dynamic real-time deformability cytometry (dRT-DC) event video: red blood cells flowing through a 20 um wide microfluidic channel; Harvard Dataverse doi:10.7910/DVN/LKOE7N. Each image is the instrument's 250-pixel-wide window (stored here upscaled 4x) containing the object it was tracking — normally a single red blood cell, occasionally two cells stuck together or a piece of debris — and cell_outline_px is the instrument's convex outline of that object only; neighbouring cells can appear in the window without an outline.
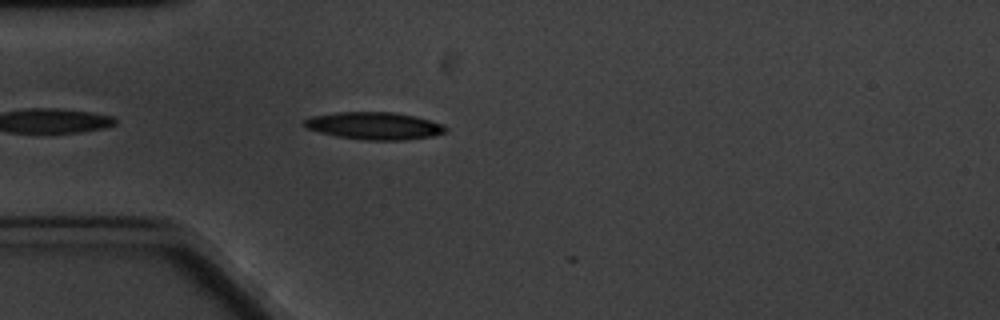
{"species": "common noctule bat (a hibernating species)", "species_latin": "Nyctalus noctula", "temperature_condition": "cold", "stored_images_in_passage": 2, "camera_frame_rate_fps": 3000, "um_per_image_px": 0.085, "animal": {"sex": "male", "body_mass_g": 20.1, "forearm_length_mm": 53.5}, "frame": {"image": 1, "passage_image": 1, "time_ms": 0.0, "image_size_px": [1000, 320], "cell_outline_px": [[448, 128], [444, 132], [432, 136], [404, 140], [368, 140], [336, 136], [320, 132], [308, 128], [304, 124], [304, 120], [312, 116], [336, 112], [396, 112], [416, 116], [444, 124]], "centroid_in_image_um": [31.85, 10.68], "position_along_channel_um": 53.1, "area_um2": 22.48}}